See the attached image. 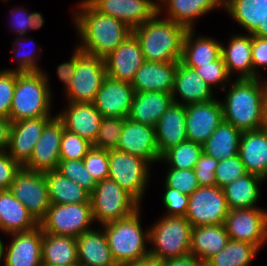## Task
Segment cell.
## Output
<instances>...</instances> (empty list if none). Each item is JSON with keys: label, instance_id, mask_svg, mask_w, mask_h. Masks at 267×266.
Here are the masks:
<instances>
[{"label": "cell", "instance_id": "obj_1", "mask_svg": "<svg viewBox=\"0 0 267 266\" xmlns=\"http://www.w3.org/2000/svg\"><path fill=\"white\" fill-rule=\"evenodd\" d=\"M74 10L71 14L80 39L76 45L88 55L105 59L132 34L125 23L97 11L87 0L77 2Z\"/></svg>", "mask_w": 267, "mask_h": 266}, {"label": "cell", "instance_id": "obj_2", "mask_svg": "<svg viewBox=\"0 0 267 266\" xmlns=\"http://www.w3.org/2000/svg\"><path fill=\"white\" fill-rule=\"evenodd\" d=\"M264 82V83H263ZM229 87V88H228ZM224 90L221 101L223 121L232 124L241 132L265 127L267 100L266 79H233Z\"/></svg>", "mask_w": 267, "mask_h": 266}, {"label": "cell", "instance_id": "obj_3", "mask_svg": "<svg viewBox=\"0 0 267 266\" xmlns=\"http://www.w3.org/2000/svg\"><path fill=\"white\" fill-rule=\"evenodd\" d=\"M186 31L183 25L163 18L157 12L132 33L140 43L145 61L173 62L181 60Z\"/></svg>", "mask_w": 267, "mask_h": 266}, {"label": "cell", "instance_id": "obj_4", "mask_svg": "<svg viewBox=\"0 0 267 266\" xmlns=\"http://www.w3.org/2000/svg\"><path fill=\"white\" fill-rule=\"evenodd\" d=\"M141 207L132 215L100 225L106 234L109 249L118 266L136 263L149 255V227L141 225Z\"/></svg>", "mask_w": 267, "mask_h": 266}, {"label": "cell", "instance_id": "obj_5", "mask_svg": "<svg viewBox=\"0 0 267 266\" xmlns=\"http://www.w3.org/2000/svg\"><path fill=\"white\" fill-rule=\"evenodd\" d=\"M48 73L16 72V87L12 99L9 119L16 122L22 119L55 116L52 114V96Z\"/></svg>", "mask_w": 267, "mask_h": 266}, {"label": "cell", "instance_id": "obj_6", "mask_svg": "<svg viewBox=\"0 0 267 266\" xmlns=\"http://www.w3.org/2000/svg\"><path fill=\"white\" fill-rule=\"evenodd\" d=\"M152 225L149 226L152 258L166 261L190 254L192 225L186 217L163 215Z\"/></svg>", "mask_w": 267, "mask_h": 266}, {"label": "cell", "instance_id": "obj_7", "mask_svg": "<svg viewBox=\"0 0 267 266\" xmlns=\"http://www.w3.org/2000/svg\"><path fill=\"white\" fill-rule=\"evenodd\" d=\"M90 202L94 223L99 225L124 219L141 207L118 183L109 178L97 182L90 194Z\"/></svg>", "mask_w": 267, "mask_h": 266}, {"label": "cell", "instance_id": "obj_8", "mask_svg": "<svg viewBox=\"0 0 267 266\" xmlns=\"http://www.w3.org/2000/svg\"><path fill=\"white\" fill-rule=\"evenodd\" d=\"M150 163L118 149L109 150L108 178L118 183L140 205L150 181Z\"/></svg>", "mask_w": 267, "mask_h": 266}, {"label": "cell", "instance_id": "obj_9", "mask_svg": "<svg viewBox=\"0 0 267 266\" xmlns=\"http://www.w3.org/2000/svg\"><path fill=\"white\" fill-rule=\"evenodd\" d=\"M91 203L52 204L39 222L43 232L77 238L92 228Z\"/></svg>", "mask_w": 267, "mask_h": 266}, {"label": "cell", "instance_id": "obj_10", "mask_svg": "<svg viewBox=\"0 0 267 266\" xmlns=\"http://www.w3.org/2000/svg\"><path fill=\"white\" fill-rule=\"evenodd\" d=\"M105 60L84 53L78 60L68 88L67 102L93 103L105 77Z\"/></svg>", "mask_w": 267, "mask_h": 266}, {"label": "cell", "instance_id": "obj_11", "mask_svg": "<svg viewBox=\"0 0 267 266\" xmlns=\"http://www.w3.org/2000/svg\"><path fill=\"white\" fill-rule=\"evenodd\" d=\"M228 205L223 188L200 186L190 196L186 219L192 227L224 224Z\"/></svg>", "mask_w": 267, "mask_h": 266}, {"label": "cell", "instance_id": "obj_12", "mask_svg": "<svg viewBox=\"0 0 267 266\" xmlns=\"http://www.w3.org/2000/svg\"><path fill=\"white\" fill-rule=\"evenodd\" d=\"M224 226L229 239L249 243L259 250L267 242V210L260 206L229 209Z\"/></svg>", "mask_w": 267, "mask_h": 266}, {"label": "cell", "instance_id": "obj_13", "mask_svg": "<svg viewBox=\"0 0 267 266\" xmlns=\"http://www.w3.org/2000/svg\"><path fill=\"white\" fill-rule=\"evenodd\" d=\"M9 190L38 222L46 216L51 202L45 172L30 171L22 167Z\"/></svg>", "mask_w": 267, "mask_h": 266}, {"label": "cell", "instance_id": "obj_14", "mask_svg": "<svg viewBox=\"0 0 267 266\" xmlns=\"http://www.w3.org/2000/svg\"><path fill=\"white\" fill-rule=\"evenodd\" d=\"M63 132L64 125L55 115L45 125L41 137L35 144L30 160L23 168L36 172L57 170L60 161V144Z\"/></svg>", "mask_w": 267, "mask_h": 266}, {"label": "cell", "instance_id": "obj_15", "mask_svg": "<svg viewBox=\"0 0 267 266\" xmlns=\"http://www.w3.org/2000/svg\"><path fill=\"white\" fill-rule=\"evenodd\" d=\"M223 121L221 100L186 105L187 140L203 144Z\"/></svg>", "mask_w": 267, "mask_h": 266}, {"label": "cell", "instance_id": "obj_16", "mask_svg": "<svg viewBox=\"0 0 267 266\" xmlns=\"http://www.w3.org/2000/svg\"><path fill=\"white\" fill-rule=\"evenodd\" d=\"M117 149L143 158L151 164V167L161 158L156 143L155 127L128 118L124 121Z\"/></svg>", "mask_w": 267, "mask_h": 266}, {"label": "cell", "instance_id": "obj_17", "mask_svg": "<svg viewBox=\"0 0 267 266\" xmlns=\"http://www.w3.org/2000/svg\"><path fill=\"white\" fill-rule=\"evenodd\" d=\"M7 236L11 237V241L4 246V266H42L43 230L40 225Z\"/></svg>", "mask_w": 267, "mask_h": 266}, {"label": "cell", "instance_id": "obj_18", "mask_svg": "<svg viewBox=\"0 0 267 266\" xmlns=\"http://www.w3.org/2000/svg\"><path fill=\"white\" fill-rule=\"evenodd\" d=\"M97 11L121 20L132 30L158 12L153 0H87Z\"/></svg>", "mask_w": 267, "mask_h": 266}, {"label": "cell", "instance_id": "obj_19", "mask_svg": "<svg viewBox=\"0 0 267 266\" xmlns=\"http://www.w3.org/2000/svg\"><path fill=\"white\" fill-rule=\"evenodd\" d=\"M134 95L129 82L106 76L93 104L103 117L127 118Z\"/></svg>", "mask_w": 267, "mask_h": 266}, {"label": "cell", "instance_id": "obj_20", "mask_svg": "<svg viewBox=\"0 0 267 266\" xmlns=\"http://www.w3.org/2000/svg\"><path fill=\"white\" fill-rule=\"evenodd\" d=\"M53 117L42 116L12 122L7 152L22 167L30 160L45 125Z\"/></svg>", "mask_w": 267, "mask_h": 266}, {"label": "cell", "instance_id": "obj_21", "mask_svg": "<svg viewBox=\"0 0 267 266\" xmlns=\"http://www.w3.org/2000/svg\"><path fill=\"white\" fill-rule=\"evenodd\" d=\"M107 76L131 83L136 71L145 62L138 39L132 33L105 59Z\"/></svg>", "mask_w": 267, "mask_h": 266}, {"label": "cell", "instance_id": "obj_22", "mask_svg": "<svg viewBox=\"0 0 267 266\" xmlns=\"http://www.w3.org/2000/svg\"><path fill=\"white\" fill-rule=\"evenodd\" d=\"M67 105L56 113L64 129L93 143L103 118L101 113L93 103L67 102Z\"/></svg>", "mask_w": 267, "mask_h": 266}, {"label": "cell", "instance_id": "obj_23", "mask_svg": "<svg viewBox=\"0 0 267 266\" xmlns=\"http://www.w3.org/2000/svg\"><path fill=\"white\" fill-rule=\"evenodd\" d=\"M173 102L183 105L215 99V91L196 73L194 68L178 62L172 90Z\"/></svg>", "mask_w": 267, "mask_h": 266}, {"label": "cell", "instance_id": "obj_24", "mask_svg": "<svg viewBox=\"0 0 267 266\" xmlns=\"http://www.w3.org/2000/svg\"><path fill=\"white\" fill-rule=\"evenodd\" d=\"M158 13L186 29H196L195 22L215 9H223V0H160ZM165 11V12H164Z\"/></svg>", "mask_w": 267, "mask_h": 266}, {"label": "cell", "instance_id": "obj_25", "mask_svg": "<svg viewBox=\"0 0 267 266\" xmlns=\"http://www.w3.org/2000/svg\"><path fill=\"white\" fill-rule=\"evenodd\" d=\"M178 62L145 61L130 84L135 92L160 91L171 94Z\"/></svg>", "mask_w": 267, "mask_h": 266}, {"label": "cell", "instance_id": "obj_26", "mask_svg": "<svg viewBox=\"0 0 267 266\" xmlns=\"http://www.w3.org/2000/svg\"><path fill=\"white\" fill-rule=\"evenodd\" d=\"M245 34H233L226 46L222 43L221 55L230 76L236 73L237 79L259 78L252 67V35Z\"/></svg>", "mask_w": 267, "mask_h": 266}, {"label": "cell", "instance_id": "obj_27", "mask_svg": "<svg viewBox=\"0 0 267 266\" xmlns=\"http://www.w3.org/2000/svg\"><path fill=\"white\" fill-rule=\"evenodd\" d=\"M186 106L172 102L155 126L160 156L170 148L187 140Z\"/></svg>", "mask_w": 267, "mask_h": 266}, {"label": "cell", "instance_id": "obj_28", "mask_svg": "<svg viewBox=\"0 0 267 266\" xmlns=\"http://www.w3.org/2000/svg\"><path fill=\"white\" fill-rule=\"evenodd\" d=\"M94 228L76 238L79 266H118L112 257L103 228Z\"/></svg>", "mask_w": 267, "mask_h": 266}, {"label": "cell", "instance_id": "obj_29", "mask_svg": "<svg viewBox=\"0 0 267 266\" xmlns=\"http://www.w3.org/2000/svg\"><path fill=\"white\" fill-rule=\"evenodd\" d=\"M247 173L267 179V129L242 132L239 152Z\"/></svg>", "mask_w": 267, "mask_h": 266}, {"label": "cell", "instance_id": "obj_30", "mask_svg": "<svg viewBox=\"0 0 267 266\" xmlns=\"http://www.w3.org/2000/svg\"><path fill=\"white\" fill-rule=\"evenodd\" d=\"M172 102L170 93L160 91L135 92L127 118L137 123L155 127Z\"/></svg>", "mask_w": 267, "mask_h": 266}, {"label": "cell", "instance_id": "obj_31", "mask_svg": "<svg viewBox=\"0 0 267 266\" xmlns=\"http://www.w3.org/2000/svg\"><path fill=\"white\" fill-rule=\"evenodd\" d=\"M39 226V222L11 191L0 190V232L9 235Z\"/></svg>", "mask_w": 267, "mask_h": 266}, {"label": "cell", "instance_id": "obj_32", "mask_svg": "<svg viewBox=\"0 0 267 266\" xmlns=\"http://www.w3.org/2000/svg\"><path fill=\"white\" fill-rule=\"evenodd\" d=\"M195 29H187L183 44L181 62L190 67L209 64L221 56L222 42L208 36H194Z\"/></svg>", "mask_w": 267, "mask_h": 266}, {"label": "cell", "instance_id": "obj_33", "mask_svg": "<svg viewBox=\"0 0 267 266\" xmlns=\"http://www.w3.org/2000/svg\"><path fill=\"white\" fill-rule=\"evenodd\" d=\"M42 266H79L76 238L43 232Z\"/></svg>", "mask_w": 267, "mask_h": 266}, {"label": "cell", "instance_id": "obj_34", "mask_svg": "<svg viewBox=\"0 0 267 266\" xmlns=\"http://www.w3.org/2000/svg\"><path fill=\"white\" fill-rule=\"evenodd\" d=\"M265 180L255 174L247 173L223 187L229 209L256 208L260 200L261 187Z\"/></svg>", "mask_w": 267, "mask_h": 266}, {"label": "cell", "instance_id": "obj_35", "mask_svg": "<svg viewBox=\"0 0 267 266\" xmlns=\"http://www.w3.org/2000/svg\"><path fill=\"white\" fill-rule=\"evenodd\" d=\"M228 241L229 235L224 224L192 227L190 254L206 263L221 251Z\"/></svg>", "mask_w": 267, "mask_h": 266}, {"label": "cell", "instance_id": "obj_36", "mask_svg": "<svg viewBox=\"0 0 267 266\" xmlns=\"http://www.w3.org/2000/svg\"><path fill=\"white\" fill-rule=\"evenodd\" d=\"M222 10L252 34L267 18V0H223Z\"/></svg>", "mask_w": 267, "mask_h": 266}, {"label": "cell", "instance_id": "obj_37", "mask_svg": "<svg viewBox=\"0 0 267 266\" xmlns=\"http://www.w3.org/2000/svg\"><path fill=\"white\" fill-rule=\"evenodd\" d=\"M242 132L225 121L202 144L203 152L218 161L233 157L239 152Z\"/></svg>", "mask_w": 267, "mask_h": 266}, {"label": "cell", "instance_id": "obj_38", "mask_svg": "<svg viewBox=\"0 0 267 266\" xmlns=\"http://www.w3.org/2000/svg\"><path fill=\"white\" fill-rule=\"evenodd\" d=\"M45 178L52 204L91 203L90 194L85 189L58 171L45 172Z\"/></svg>", "mask_w": 267, "mask_h": 266}, {"label": "cell", "instance_id": "obj_39", "mask_svg": "<svg viewBox=\"0 0 267 266\" xmlns=\"http://www.w3.org/2000/svg\"><path fill=\"white\" fill-rule=\"evenodd\" d=\"M259 251L249 243L229 239L227 245L211 257L205 266H251Z\"/></svg>", "mask_w": 267, "mask_h": 266}, {"label": "cell", "instance_id": "obj_40", "mask_svg": "<svg viewBox=\"0 0 267 266\" xmlns=\"http://www.w3.org/2000/svg\"><path fill=\"white\" fill-rule=\"evenodd\" d=\"M202 153V144L186 140L165 151L159 163H165L169 168L194 169Z\"/></svg>", "mask_w": 267, "mask_h": 266}, {"label": "cell", "instance_id": "obj_41", "mask_svg": "<svg viewBox=\"0 0 267 266\" xmlns=\"http://www.w3.org/2000/svg\"><path fill=\"white\" fill-rule=\"evenodd\" d=\"M33 38L29 36H16L15 40L12 42V55L14 56L15 63L17 62L16 68L3 69L7 71H15V72H37L43 71L44 69L39 67L38 60L41 58L42 50L40 49V45H36L38 47V52L35 50L30 52H26L24 50V43H32ZM33 44V43H32ZM35 47V46H34Z\"/></svg>", "mask_w": 267, "mask_h": 266}, {"label": "cell", "instance_id": "obj_42", "mask_svg": "<svg viewBox=\"0 0 267 266\" xmlns=\"http://www.w3.org/2000/svg\"><path fill=\"white\" fill-rule=\"evenodd\" d=\"M126 118L103 117L92 147L103 150L117 149Z\"/></svg>", "mask_w": 267, "mask_h": 266}, {"label": "cell", "instance_id": "obj_43", "mask_svg": "<svg viewBox=\"0 0 267 266\" xmlns=\"http://www.w3.org/2000/svg\"><path fill=\"white\" fill-rule=\"evenodd\" d=\"M61 175L76 182L89 194L93 192L97 182L86 169L83 159L60 160L57 170Z\"/></svg>", "mask_w": 267, "mask_h": 266}, {"label": "cell", "instance_id": "obj_44", "mask_svg": "<svg viewBox=\"0 0 267 266\" xmlns=\"http://www.w3.org/2000/svg\"><path fill=\"white\" fill-rule=\"evenodd\" d=\"M196 73L213 89H225L232 81L225 66L223 56L209 64L194 67ZM227 84V85H226Z\"/></svg>", "mask_w": 267, "mask_h": 266}, {"label": "cell", "instance_id": "obj_45", "mask_svg": "<svg viewBox=\"0 0 267 266\" xmlns=\"http://www.w3.org/2000/svg\"><path fill=\"white\" fill-rule=\"evenodd\" d=\"M10 11V28L17 36H26L27 31L38 30L44 25L45 19L40 12H29L23 6H17Z\"/></svg>", "mask_w": 267, "mask_h": 266}, {"label": "cell", "instance_id": "obj_46", "mask_svg": "<svg viewBox=\"0 0 267 266\" xmlns=\"http://www.w3.org/2000/svg\"><path fill=\"white\" fill-rule=\"evenodd\" d=\"M167 170L163 184L166 187L188 196L200 187L194 169L168 168Z\"/></svg>", "mask_w": 267, "mask_h": 266}, {"label": "cell", "instance_id": "obj_47", "mask_svg": "<svg viewBox=\"0 0 267 266\" xmlns=\"http://www.w3.org/2000/svg\"><path fill=\"white\" fill-rule=\"evenodd\" d=\"M92 148V143L64 129L60 144V160L83 159Z\"/></svg>", "mask_w": 267, "mask_h": 266}, {"label": "cell", "instance_id": "obj_48", "mask_svg": "<svg viewBox=\"0 0 267 266\" xmlns=\"http://www.w3.org/2000/svg\"><path fill=\"white\" fill-rule=\"evenodd\" d=\"M245 174H247V172L239 154L221 160L215 171L216 186L223 188Z\"/></svg>", "mask_w": 267, "mask_h": 266}, {"label": "cell", "instance_id": "obj_49", "mask_svg": "<svg viewBox=\"0 0 267 266\" xmlns=\"http://www.w3.org/2000/svg\"><path fill=\"white\" fill-rule=\"evenodd\" d=\"M84 165L96 182L108 178L109 151L92 147L83 158Z\"/></svg>", "mask_w": 267, "mask_h": 266}, {"label": "cell", "instance_id": "obj_50", "mask_svg": "<svg viewBox=\"0 0 267 266\" xmlns=\"http://www.w3.org/2000/svg\"><path fill=\"white\" fill-rule=\"evenodd\" d=\"M16 87V72L0 69V117L9 118Z\"/></svg>", "mask_w": 267, "mask_h": 266}, {"label": "cell", "instance_id": "obj_51", "mask_svg": "<svg viewBox=\"0 0 267 266\" xmlns=\"http://www.w3.org/2000/svg\"><path fill=\"white\" fill-rule=\"evenodd\" d=\"M163 187L162 203L167 211L163 215L185 217L188 209L189 196L165 185Z\"/></svg>", "mask_w": 267, "mask_h": 266}, {"label": "cell", "instance_id": "obj_52", "mask_svg": "<svg viewBox=\"0 0 267 266\" xmlns=\"http://www.w3.org/2000/svg\"><path fill=\"white\" fill-rule=\"evenodd\" d=\"M219 161L205 154H201L194 168L200 186H216L215 171Z\"/></svg>", "mask_w": 267, "mask_h": 266}, {"label": "cell", "instance_id": "obj_53", "mask_svg": "<svg viewBox=\"0 0 267 266\" xmlns=\"http://www.w3.org/2000/svg\"><path fill=\"white\" fill-rule=\"evenodd\" d=\"M22 166L7 151L0 152V190L10 189L16 174Z\"/></svg>", "mask_w": 267, "mask_h": 266}, {"label": "cell", "instance_id": "obj_54", "mask_svg": "<svg viewBox=\"0 0 267 266\" xmlns=\"http://www.w3.org/2000/svg\"><path fill=\"white\" fill-rule=\"evenodd\" d=\"M251 56L253 72L260 78L259 68L267 70V38L252 35Z\"/></svg>", "mask_w": 267, "mask_h": 266}, {"label": "cell", "instance_id": "obj_55", "mask_svg": "<svg viewBox=\"0 0 267 266\" xmlns=\"http://www.w3.org/2000/svg\"><path fill=\"white\" fill-rule=\"evenodd\" d=\"M84 54V52L75 45L70 59L57 66L56 74L58 79L63 82L64 90H66L70 84L71 78L75 72L77 60Z\"/></svg>", "mask_w": 267, "mask_h": 266}, {"label": "cell", "instance_id": "obj_56", "mask_svg": "<svg viewBox=\"0 0 267 266\" xmlns=\"http://www.w3.org/2000/svg\"><path fill=\"white\" fill-rule=\"evenodd\" d=\"M11 126L9 118L0 117V152L8 151Z\"/></svg>", "mask_w": 267, "mask_h": 266}, {"label": "cell", "instance_id": "obj_57", "mask_svg": "<svg viewBox=\"0 0 267 266\" xmlns=\"http://www.w3.org/2000/svg\"><path fill=\"white\" fill-rule=\"evenodd\" d=\"M165 266H205V263L193 254L165 261Z\"/></svg>", "mask_w": 267, "mask_h": 266}, {"label": "cell", "instance_id": "obj_58", "mask_svg": "<svg viewBox=\"0 0 267 266\" xmlns=\"http://www.w3.org/2000/svg\"><path fill=\"white\" fill-rule=\"evenodd\" d=\"M127 266H165V261L148 256L147 258Z\"/></svg>", "mask_w": 267, "mask_h": 266}, {"label": "cell", "instance_id": "obj_59", "mask_svg": "<svg viewBox=\"0 0 267 266\" xmlns=\"http://www.w3.org/2000/svg\"><path fill=\"white\" fill-rule=\"evenodd\" d=\"M251 35L267 38V18Z\"/></svg>", "mask_w": 267, "mask_h": 266}, {"label": "cell", "instance_id": "obj_60", "mask_svg": "<svg viewBox=\"0 0 267 266\" xmlns=\"http://www.w3.org/2000/svg\"><path fill=\"white\" fill-rule=\"evenodd\" d=\"M4 241L0 238V262L3 263V254H4Z\"/></svg>", "mask_w": 267, "mask_h": 266}, {"label": "cell", "instance_id": "obj_61", "mask_svg": "<svg viewBox=\"0 0 267 266\" xmlns=\"http://www.w3.org/2000/svg\"><path fill=\"white\" fill-rule=\"evenodd\" d=\"M265 128L267 129V100H266V112H265Z\"/></svg>", "mask_w": 267, "mask_h": 266}]
</instances>
